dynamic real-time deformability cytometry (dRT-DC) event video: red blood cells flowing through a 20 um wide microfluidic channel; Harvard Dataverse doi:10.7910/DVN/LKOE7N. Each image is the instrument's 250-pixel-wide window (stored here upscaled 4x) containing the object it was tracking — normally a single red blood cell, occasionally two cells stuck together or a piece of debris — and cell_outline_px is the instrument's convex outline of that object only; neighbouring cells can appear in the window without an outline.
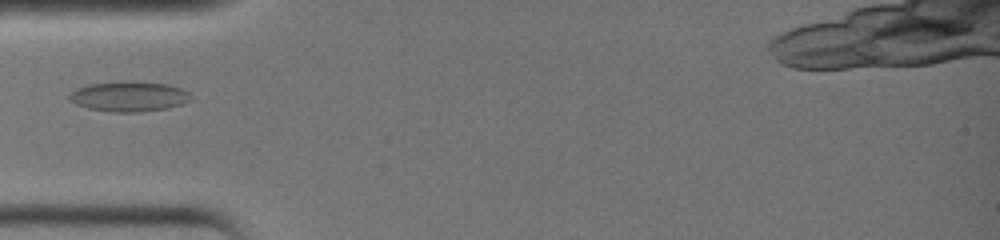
{"species": "common noctule bat (a hibernating species)", "species_latin": "Nyctalus noctula", "temperature_condition": "warm", "stored_images_in_passage": 19, "camera_frame_rate_fps": 3000, "um_per_image_px": 0.085, "animal": {"sex": "female", "body_mass_g": 19.0, "forearm_length_mm": 51.5}, "frame": {"image": 1, "passage_image": 1, "time_ms": 0.0, "image_size_px": [1000, 240], "cell_outline_px": [[192, 100], [168, 108], [140, 112], [112, 112], [88, 108], [76, 104], [68, 100], [68, 96], [76, 88], [88, 84], [120, 80], [136, 80], [168, 84], [180, 88], [188, 92], [192, 96]], "centroid_in_image_um": [10.96, 8.17], "position_along_channel_um": 74.0, "area_um2": 21.79}}
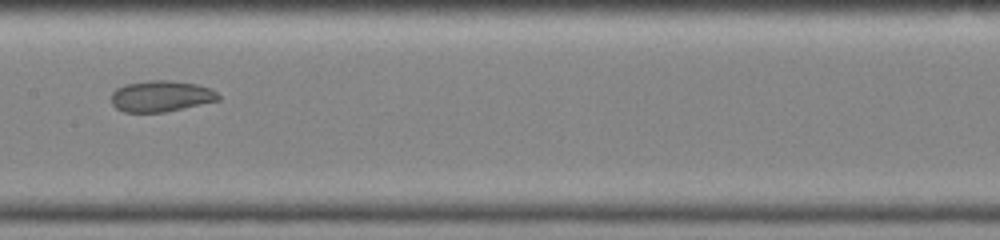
{"frame": {"image": 2, "passage_image": 8, "time_ms": 2.333, "image_size_px": [1000, 240], "cell_outline_px": [[220, 100], [184, 108], [164, 112], [124, 112], [116, 108], [112, 104], [112, 92], [116, 88], [124, 84], [148, 80], [168, 80], [196, 84], [212, 88], [220, 96]], "centroid_in_image_um": [13.69, 8.17], "position_along_channel_um": 193.7, "area_um2": 19.54}}
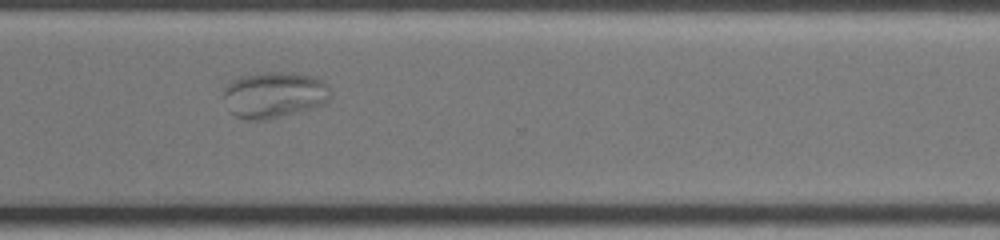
{"frame": {"image": 3, "passage_image": 17, "time_ms": 5.333, "image_size_px": [1000, 240], "cell_outline_px": [[332, 96], [324, 104], [280, 116], [264, 120], [244, 120], [236, 116], [232, 112], [224, 96], [224, 88], [232, 80], [240, 76], [256, 72], [292, 72], [324, 80], [328, 84], [332, 92]], "centroid_in_image_um": [23.33, 8.03], "position_along_channel_um": 347.3, "area_um2": 28.73}}